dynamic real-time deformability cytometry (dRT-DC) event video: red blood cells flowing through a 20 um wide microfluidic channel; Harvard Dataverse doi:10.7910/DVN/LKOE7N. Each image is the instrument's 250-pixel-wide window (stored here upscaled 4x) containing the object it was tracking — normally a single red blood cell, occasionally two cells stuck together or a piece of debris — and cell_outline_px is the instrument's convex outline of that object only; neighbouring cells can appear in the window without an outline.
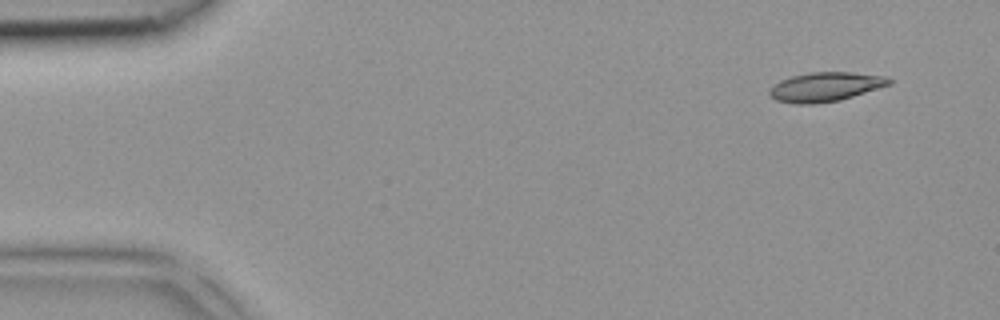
{"species": "common noctule bat (a hibernating species)", "species_latin": "Nyctalus noctula", "temperature_condition": "room temperature", "stored_images_in_passage": 4, "camera_frame_rate_fps": 3000, "um_per_image_px": 0.085, "animal": {"sex": "female", "body_mass_g": 18.4}, "frame": {"image": 1, "passage_image": 1, "time_ms": 0.0, "image_size_px": [1000, 320], "cell_outline_px": [[892, 84], [840, 100], [816, 104], [796, 104], [776, 100], [768, 92], [768, 88], [780, 80], [792, 76], [812, 72], [852, 72], [884, 76], [892, 80]], "centroid_in_image_um": [70.14, 7.38], "position_along_channel_um": 14.9, "area_um2": 20.4}}
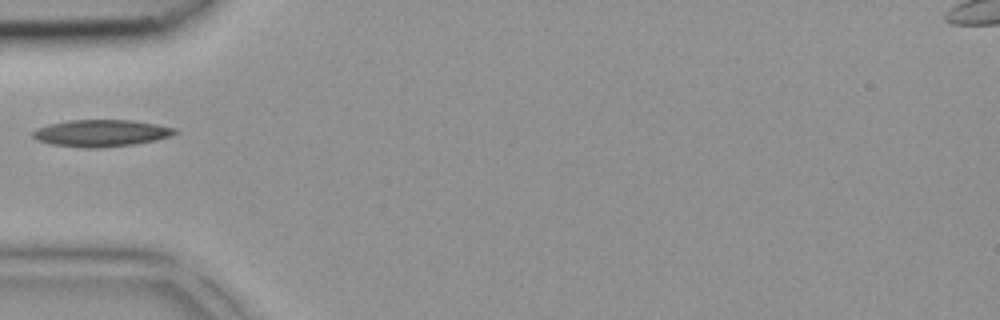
{"frame": {"image": 2, "passage_image": 4, "time_ms": 1.0, "image_size_px": [1000, 320], "cell_outline_px": [[180, 132], [172, 136], [156, 140], [132, 144], [100, 148], [84, 148], [52, 144], [36, 140], [32, 136], [32, 132], [36, 128], [48, 124], [68, 120], [132, 120], [156, 124], [176, 128]], "centroid_in_image_um": [8.6, 11.31], "position_along_channel_um": 76.4, "area_um2": 22.43}}